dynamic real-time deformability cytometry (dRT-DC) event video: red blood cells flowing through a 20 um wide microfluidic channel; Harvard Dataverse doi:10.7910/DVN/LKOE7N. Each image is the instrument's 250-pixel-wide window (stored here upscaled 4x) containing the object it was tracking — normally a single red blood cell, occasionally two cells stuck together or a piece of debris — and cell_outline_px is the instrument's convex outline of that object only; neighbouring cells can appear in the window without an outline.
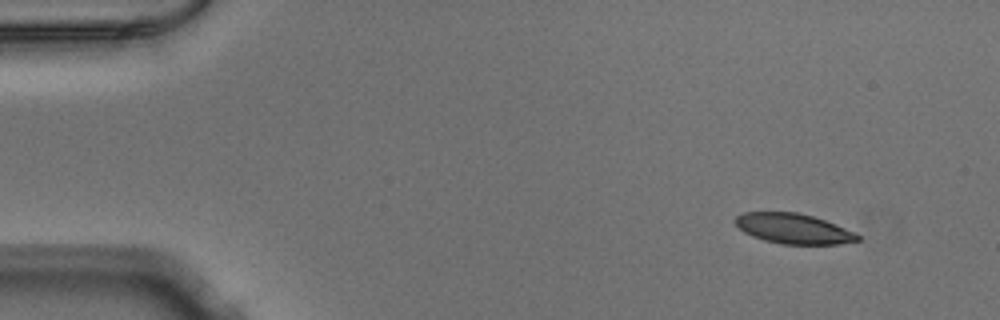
{"species": "Egyptian fruit bat (a non-hibernating species)", "species_latin": "Rousettus aegyptiacus", "temperature_condition": "warm", "stored_images_in_passage": 48, "camera_frame_rate_fps": 3000, "um_per_image_px": 0.085, "animal": {"sex": "male"}, "frame": {"image": 1, "passage_image": 1, "time_ms": 0.0, "image_size_px": [1000, 320], "cell_outline_px": [[860, 240], [840, 244], [780, 244], [764, 240], [752, 236], [744, 232], [732, 220], [740, 212], [796, 212], [812, 216], [824, 220], [856, 232], [860, 236]], "centroid_in_image_um": [67.42, 19.43], "position_along_channel_um": 17.6, "area_um2": 21.56}}
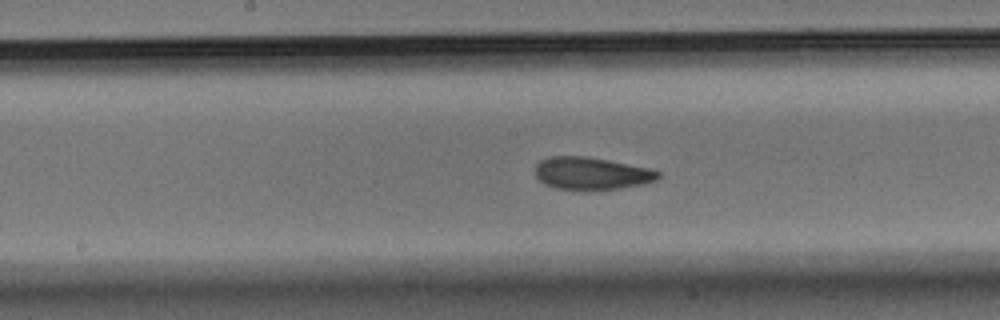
{"frame": {"image": 2, "passage_image": 23, "time_ms": 7.333, "image_size_px": [1000, 320], "cell_outline_px": [[660, 176], [656, 180], [644, 184], [620, 188], [556, 188], [544, 184], [536, 176], [536, 164], [540, 160], [548, 156], [588, 156], [648, 168], [660, 172]], "centroid_in_image_um": [50.26, 14.71], "position_along_channel_um": 197.9, "area_um2": 22.77}}
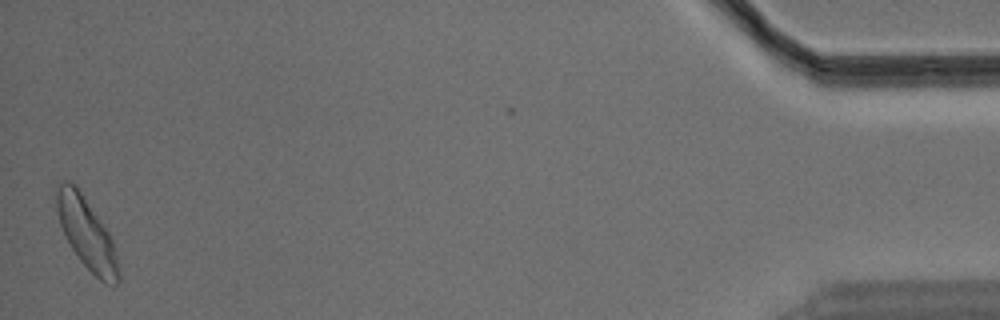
{"frame": {"image": 3, "passage_image": 48, "time_ms": 15.667, "image_size_px": [1000, 320], "cell_outline_px": [[120, 280], [116, 284], [108, 284], [100, 280], [80, 260], [72, 248], [60, 224], [56, 208], [56, 192], [60, 184], [64, 180], [68, 180], [76, 184], [108, 232], [112, 240], [120, 268]], "centroid_in_image_um": [7.38, 19.83], "position_along_channel_um": 427.8, "area_um2": 25.26}}